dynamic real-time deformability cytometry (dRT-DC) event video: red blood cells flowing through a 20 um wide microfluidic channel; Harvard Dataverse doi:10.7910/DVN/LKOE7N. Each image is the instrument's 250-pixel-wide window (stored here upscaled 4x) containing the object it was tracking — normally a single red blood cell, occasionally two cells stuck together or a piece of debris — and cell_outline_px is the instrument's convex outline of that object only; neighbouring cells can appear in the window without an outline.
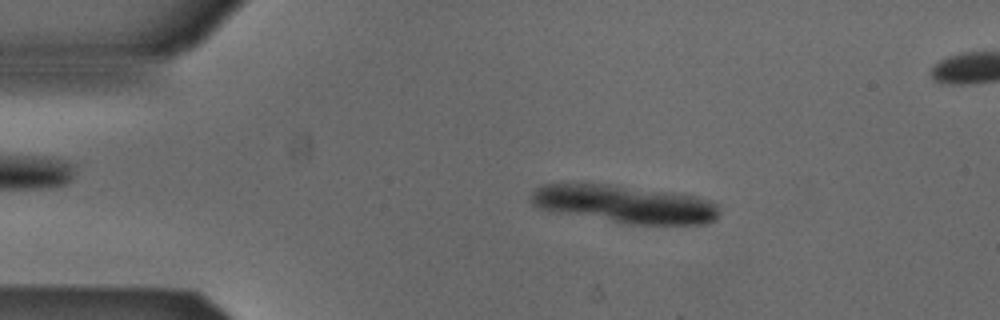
{"species": "Egyptian fruit bat (a non-hibernating species)", "species_latin": "Rousettus aegyptiacus", "temperature_condition": "cold", "stored_images_in_passage": 22, "camera_frame_rate_fps": 3000, "um_per_image_px": 0.085, "animal": {"sex": "male"}, "frame": {"image": 1, "passage_image": 9, "time_ms": 2.667, "image_size_px": [1000, 320], "cell_outline_px": [[720, 212], [716, 220], [704, 224], [632, 224], [540, 208], [532, 204], [528, 200], [532, 192], [536, 188], [544, 184], [608, 184], [672, 192], [696, 196], [712, 200], [716, 204]], "centroid_in_image_um": [53.16, 17.34], "position_along_channel_um": 31.8, "area_um2": 41.04}}